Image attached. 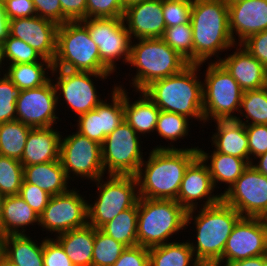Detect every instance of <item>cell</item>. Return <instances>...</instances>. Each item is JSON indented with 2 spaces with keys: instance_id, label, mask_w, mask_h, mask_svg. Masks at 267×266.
<instances>
[{
  "instance_id": "cell-38",
  "label": "cell",
  "mask_w": 267,
  "mask_h": 266,
  "mask_svg": "<svg viewBox=\"0 0 267 266\" xmlns=\"http://www.w3.org/2000/svg\"><path fill=\"white\" fill-rule=\"evenodd\" d=\"M125 248L124 244L95 228L92 266H112Z\"/></svg>"
},
{
  "instance_id": "cell-37",
  "label": "cell",
  "mask_w": 267,
  "mask_h": 266,
  "mask_svg": "<svg viewBox=\"0 0 267 266\" xmlns=\"http://www.w3.org/2000/svg\"><path fill=\"white\" fill-rule=\"evenodd\" d=\"M239 113L241 116H237L235 120L245 126L267 125V86L262 89L243 92Z\"/></svg>"
},
{
  "instance_id": "cell-43",
  "label": "cell",
  "mask_w": 267,
  "mask_h": 266,
  "mask_svg": "<svg viewBox=\"0 0 267 266\" xmlns=\"http://www.w3.org/2000/svg\"><path fill=\"white\" fill-rule=\"evenodd\" d=\"M193 0H162L166 27L190 23Z\"/></svg>"
},
{
  "instance_id": "cell-51",
  "label": "cell",
  "mask_w": 267,
  "mask_h": 266,
  "mask_svg": "<svg viewBox=\"0 0 267 266\" xmlns=\"http://www.w3.org/2000/svg\"><path fill=\"white\" fill-rule=\"evenodd\" d=\"M5 14L9 20L36 16L32 0H4Z\"/></svg>"
},
{
  "instance_id": "cell-45",
  "label": "cell",
  "mask_w": 267,
  "mask_h": 266,
  "mask_svg": "<svg viewBox=\"0 0 267 266\" xmlns=\"http://www.w3.org/2000/svg\"><path fill=\"white\" fill-rule=\"evenodd\" d=\"M245 128L249 141L248 149L251 164L256 157L267 152V125H246Z\"/></svg>"
},
{
  "instance_id": "cell-30",
  "label": "cell",
  "mask_w": 267,
  "mask_h": 266,
  "mask_svg": "<svg viewBox=\"0 0 267 266\" xmlns=\"http://www.w3.org/2000/svg\"><path fill=\"white\" fill-rule=\"evenodd\" d=\"M74 266H92L95 228L89 224L61 233L54 238Z\"/></svg>"
},
{
  "instance_id": "cell-62",
  "label": "cell",
  "mask_w": 267,
  "mask_h": 266,
  "mask_svg": "<svg viewBox=\"0 0 267 266\" xmlns=\"http://www.w3.org/2000/svg\"><path fill=\"white\" fill-rule=\"evenodd\" d=\"M263 221H267V212L265 213V215L261 218Z\"/></svg>"
},
{
  "instance_id": "cell-22",
  "label": "cell",
  "mask_w": 267,
  "mask_h": 266,
  "mask_svg": "<svg viewBox=\"0 0 267 266\" xmlns=\"http://www.w3.org/2000/svg\"><path fill=\"white\" fill-rule=\"evenodd\" d=\"M123 20L134 41L161 38L166 29L162 0H146L125 9Z\"/></svg>"
},
{
  "instance_id": "cell-14",
  "label": "cell",
  "mask_w": 267,
  "mask_h": 266,
  "mask_svg": "<svg viewBox=\"0 0 267 266\" xmlns=\"http://www.w3.org/2000/svg\"><path fill=\"white\" fill-rule=\"evenodd\" d=\"M72 187L62 194L51 196L47 206L39 216V225L46 234L57 236L88 224L86 196ZM45 229V230H44ZM48 231V232H47Z\"/></svg>"
},
{
  "instance_id": "cell-4",
  "label": "cell",
  "mask_w": 267,
  "mask_h": 266,
  "mask_svg": "<svg viewBox=\"0 0 267 266\" xmlns=\"http://www.w3.org/2000/svg\"><path fill=\"white\" fill-rule=\"evenodd\" d=\"M198 209L189 210L186 215V229L192 223L196 227V240H188L190 247L200 263H217L234 225L242 216L223 200Z\"/></svg>"
},
{
  "instance_id": "cell-2",
  "label": "cell",
  "mask_w": 267,
  "mask_h": 266,
  "mask_svg": "<svg viewBox=\"0 0 267 266\" xmlns=\"http://www.w3.org/2000/svg\"><path fill=\"white\" fill-rule=\"evenodd\" d=\"M193 64L205 63L212 57L233 49L235 42L229 29L227 0H193L191 11Z\"/></svg>"
},
{
  "instance_id": "cell-28",
  "label": "cell",
  "mask_w": 267,
  "mask_h": 266,
  "mask_svg": "<svg viewBox=\"0 0 267 266\" xmlns=\"http://www.w3.org/2000/svg\"><path fill=\"white\" fill-rule=\"evenodd\" d=\"M198 156L206 163L216 189H219V183V185L222 183H225L224 185L227 184L226 186L228 188L226 187L224 189L222 195L229 190L234 182L242 175L243 171L249 166L244 159L216 152L214 149L210 154L202 150V148H198ZM208 160H210V163Z\"/></svg>"
},
{
  "instance_id": "cell-40",
  "label": "cell",
  "mask_w": 267,
  "mask_h": 266,
  "mask_svg": "<svg viewBox=\"0 0 267 266\" xmlns=\"http://www.w3.org/2000/svg\"><path fill=\"white\" fill-rule=\"evenodd\" d=\"M161 39L190 64H193V32L191 22L166 27Z\"/></svg>"
},
{
  "instance_id": "cell-44",
  "label": "cell",
  "mask_w": 267,
  "mask_h": 266,
  "mask_svg": "<svg viewBox=\"0 0 267 266\" xmlns=\"http://www.w3.org/2000/svg\"><path fill=\"white\" fill-rule=\"evenodd\" d=\"M123 0H87L86 18H119L124 15Z\"/></svg>"
},
{
  "instance_id": "cell-54",
  "label": "cell",
  "mask_w": 267,
  "mask_h": 266,
  "mask_svg": "<svg viewBox=\"0 0 267 266\" xmlns=\"http://www.w3.org/2000/svg\"><path fill=\"white\" fill-rule=\"evenodd\" d=\"M9 34V19L5 14L4 3L0 2V42L2 43Z\"/></svg>"
},
{
  "instance_id": "cell-5",
  "label": "cell",
  "mask_w": 267,
  "mask_h": 266,
  "mask_svg": "<svg viewBox=\"0 0 267 266\" xmlns=\"http://www.w3.org/2000/svg\"><path fill=\"white\" fill-rule=\"evenodd\" d=\"M132 41L127 65L136 68L135 75L131 74L132 82L129 81L135 94L153 81L177 74L190 64L161 38Z\"/></svg>"
},
{
  "instance_id": "cell-25",
  "label": "cell",
  "mask_w": 267,
  "mask_h": 266,
  "mask_svg": "<svg viewBox=\"0 0 267 266\" xmlns=\"http://www.w3.org/2000/svg\"><path fill=\"white\" fill-rule=\"evenodd\" d=\"M216 132L211 145L216 152L244 159L250 165L248 136L245 125L235 119L214 121Z\"/></svg>"
},
{
  "instance_id": "cell-60",
  "label": "cell",
  "mask_w": 267,
  "mask_h": 266,
  "mask_svg": "<svg viewBox=\"0 0 267 266\" xmlns=\"http://www.w3.org/2000/svg\"><path fill=\"white\" fill-rule=\"evenodd\" d=\"M3 255V236L0 234V259Z\"/></svg>"
},
{
  "instance_id": "cell-7",
  "label": "cell",
  "mask_w": 267,
  "mask_h": 266,
  "mask_svg": "<svg viewBox=\"0 0 267 266\" xmlns=\"http://www.w3.org/2000/svg\"><path fill=\"white\" fill-rule=\"evenodd\" d=\"M53 69L112 74L101 62L98 47L80 21H68L57 30Z\"/></svg>"
},
{
  "instance_id": "cell-1",
  "label": "cell",
  "mask_w": 267,
  "mask_h": 266,
  "mask_svg": "<svg viewBox=\"0 0 267 266\" xmlns=\"http://www.w3.org/2000/svg\"><path fill=\"white\" fill-rule=\"evenodd\" d=\"M137 172L139 198L177 200L188 166L198 157V149H154L147 153Z\"/></svg>"
},
{
  "instance_id": "cell-3",
  "label": "cell",
  "mask_w": 267,
  "mask_h": 266,
  "mask_svg": "<svg viewBox=\"0 0 267 266\" xmlns=\"http://www.w3.org/2000/svg\"><path fill=\"white\" fill-rule=\"evenodd\" d=\"M203 63L189 64L181 72L150 83L142 91L162 111L203 122V81L198 74Z\"/></svg>"
},
{
  "instance_id": "cell-9",
  "label": "cell",
  "mask_w": 267,
  "mask_h": 266,
  "mask_svg": "<svg viewBox=\"0 0 267 266\" xmlns=\"http://www.w3.org/2000/svg\"><path fill=\"white\" fill-rule=\"evenodd\" d=\"M207 63L203 79L204 121L235 119L239 115L243 91L219 61ZM235 112L238 114L234 115Z\"/></svg>"
},
{
  "instance_id": "cell-46",
  "label": "cell",
  "mask_w": 267,
  "mask_h": 266,
  "mask_svg": "<svg viewBox=\"0 0 267 266\" xmlns=\"http://www.w3.org/2000/svg\"><path fill=\"white\" fill-rule=\"evenodd\" d=\"M19 196L40 216L51 197L38 186L23 180Z\"/></svg>"
},
{
  "instance_id": "cell-53",
  "label": "cell",
  "mask_w": 267,
  "mask_h": 266,
  "mask_svg": "<svg viewBox=\"0 0 267 266\" xmlns=\"http://www.w3.org/2000/svg\"><path fill=\"white\" fill-rule=\"evenodd\" d=\"M224 266H267V254L234 262H228L224 264Z\"/></svg>"
},
{
  "instance_id": "cell-18",
  "label": "cell",
  "mask_w": 267,
  "mask_h": 266,
  "mask_svg": "<svg viewBox=\"0 0 267 266\" xmlns=\"http://www.w3.org/2000/svg\"><path fill=\"white\" fill-rule=\"evenodd\" d=\"M112 90L111 103L102 100L95 109L79 116L76 121V131L99 144L124 122L123 88L115 84Z\"/></svg>"
},
{
  "instance_id": "cell-15",
  "label": "cell",
  "mask_w": 267,
  "mask_h": 266,
  "mask_svg": "<svg viewBox=\"0 0 267 266\" xmlns=\"http://www.w3.org/2000/svg\"><path fill=\"white\" fill-rule=\"evenodd\" d=\"M222 200L242 217L262 218L267 212V176L249 165Z\"/></svg>"
},
{
  "instance_id": "cell-23",
  "label": "cell",
  "mask_w": 267,
  "mask_h": 266,
  "mask_svg": "<svg viewBox=\"0 0 267 266\" xmlns=\"http://www.w3.org/2000/svg\"><path fill=\"white\" fill-rule=\"evenodd\" d=\"M235 52L221 57L219 62L237 81L241 90L251 91L267 86V69L241 44H235Z\"/></svg>"
},
{
  "instance_id": "cell-27",
  "label": "cell",
  "mask_w": 267,
  "mask_h": 266,
  "mask_svg": "<svg viewBox=\"0 0 267 266\" xmlns=\"http://www.w3.org/2000/svg\"><path fill=\"white\" fill-rule=\"evenodd\" d=\"M23 176L25 182L38 186L51 196L65 193L71 187L60 159L23 166Z\"/></svg>"
},
{
  "instance_id": "cell-49",
  "label": "cell",
  "mask_w": 267,
  "mask_h": 266,
  "mask_svg": "<svg viewBox=\"0 0 267 266\" xmlns=\"http://www.w3.org/2000/svg\"><path fill=\"white\" fill-rule=\"evenodd\" d=\"M241 45L267 69V30L251 35Z\"/></svg>"
},
{
  "instance_id": "cell-33",
  "label": "cell",
  "mask_w": 267,
  "mask_h": 266,
  "mask_svg": "<svg viewBox=\"0 0 267 266\" xmlns=\"http://www.w3.org/2000/svg\"><path fill=\"white\" fill-rule=\"evenodd\" d=\"M5 75L20 90L38 88L46 84L51 77L52 62H34L27 64H11L5 67Z\"/></svg>"
},
{
  "instance_id": "cell-48",
  "label": "cell",
  "mask_w": 267,
  "mask_h": 266,
  "mask_svg": "<svg viewBox=\"0 0 267 266\" xmlns=\"http://www.w3.org/2000/svg\"><path fill=\"white\" fill-rule=\"evenodd\" d=\"M112 266H149V248L141 245L126 247Z\"/></svg>"
},
{
  "instance_id": "cell-21",
  "label": "cell",
  "mask_w": 267,
  "mask_h": 266,
  "mask_svg": "<svg viewBox=\"0 0 267 266\" xmlns=\"http://www.w3.org/2000/svg\"><path fill=\"white\" fill-rule=\"evenodd\" d=\"M227 1L229 29L235 44H242L251 35L267 30V0Z\"/></svg>"
},
{
  "instance_id": "cell-20",
  "label": "cell",
  "mask_w": 267,
  "mask_h": 266,
  "mask_svg": "<svg viewBox=\"0 0 267 266\" xmlns=\"http://www.w3.org/2000/svg\"><path fill=\"white\" fill-rule=\"evenodd\" d=\"M58 27L55 22L39 16L15 18L9 20V35L24 41L53 62Z\"/></svg>"
},
{
  "instance_id": "cell-39",
  "label": "cell",
  "mask_w": 267,
  "mask_h": 266,
  "mask_svg": "<svg viewBox=\"0 0 267 266\" xmlns=\"http://www.w3.org/2000/svg\"><path fill=\"white\" fill-rule=\"evenodd\" d=\"M5 67L11 64H27L34 62H52L45 59L34 48L24 41L10 36L2 42ZM9 61V62H8ZM8 63V64H7Z\"/></svg>"
},
{
  "instance_id": "cell-42",
  "label": "cell",
  "mask_w": 267,
  "mask_h": 266,
  "mask_svg": "<svg viewBox=\"0 0 267 266\" xmlns=\"http://www.w3.org/2000/svg\"><path fill=\"white\" fill-rule=\"evenodd\" d=\"M21 90L4 74L0 77V124L16 120V101Z\"/></svg>"
},
{
  "instance_id": "cell-32",
  "label": "cell",
  "mask_w": 267,
  "mask_h": 266,
  "mask_svg": "<svg viewBox=\"0 0 267 266\" xmlns=\"http://www.w3.org/2000/svg\"><path fill=\"white\" fill-rule=\"evenodd\" d=\"M178 241L149 248V266H197L200 262L196 259L189 241Z\"/></svg>"
},
{
  "instance_id": "cell-24",
  "label": "cell",
  "mask_w": 267,
  "mask_h": 266,
  "mask_svg": "<svg viewBox=\"0 0 267 266\" xmlns=\"http://www.w3.org/2000/svg\"><path fill=\"white\" fill-rule=\"evenodd\" d=\"M53 127L32 128L28 134L20 162L23 166L59 160L60 131Z\"/></svg>"
},
{
  "instance_id": "cell-61",
  "label": "cell",
  "mask_w": 267,
  "mask_h": 266,
  "mask_svg": "<svg viewBox=\"0 0 267 266\" xmlns=\"http://www.w3.org/2000/svg\"><path fill=\"white\" fill-rule=\"evenodd\" d=\"M197 266H219L216 263H199Z\"/></svg>"
},
{
  "instance_id": "cell-13",
  "label": "cell",
  "mask_w": 267,
  "mask_h": 266,
  "mask_svg": "<svg viewBox=\"0 0 267 266\" xmlns=\"http://www.w3.org/2000/svg\"><path fill=\"white\" fill-rule=\"evenodd\" d=\"M80 22L97 45L102 64L113 75L117 70L116 62L122 59L124 65L128 64L132 39L123 17L86 18Z\"/></svg>"
},
{
  "instance_id": "cell-17",
  "label": "cell",
  "mask_w": 267,
  "mask_h": 266,
  "mask_svg": "<svg viewBox=\"0 0 267 266\" xmlns=\"http://www.w3.org/2000/svg\"><path fill=\"white\" fill-rule=\"evenodd\" d=\"M52 79L38 88L21 90L16 101V120L32 128L53 127L57 121L58 105Z\"/></svg>"
},
{
  "instance_id": "cell-34",
  "label": "cell",
  "mask_w": 267,
  "mask_h": 266,
  "mask_svg": "<svg viewBox=\"0 0 267 266\" xmlns=\"http://www.w3.org/2000/svg\"><path fill=\"white\" fill-rule=\"evenodd\" d=\"M189 123H191L190 119L186 116L160 110L155 132L161 139L164 138L165 140L170 141V143H168L167 146H162L161 144L159 146L157 145L154 149H198L199 146H192L191 148H188V146L186 148H176L174 147L175 145H173L177 140L188 137L190 132L189 128L191 126Z\"/></svg>"
},
{
  "instance_id": "cell-19",
  "label": "cell",
  "mask_w": 267,
  "mask_h": 266,
  "mask_svg": "<svg viewBox=\"0 0 267 266\" xmlns=\"http://www.w3.org/2000/svg\"><path fill=\"white\" fill-rule=\"evenodd\" d=\"M215 190L209 169L198 156L185 171L176 201L186 211L211 206L222 200V192L213 193Z\"/></svg>"
},
{
  "instance_id": "cell-41",
  "label": "cell",
  "mask_w": 267,
  "mask_h": 266,
  "mask_svg": "<svg viewBox=\"0 0 267 266\" xmlns=\"http://www.w3.org/2000/svg\"><path fill=\"white\" fill-rule=\"evenodd\" d=\"M23 180L22 163L0 155V192L5 196L19 195Z\"/></svg>"
},
{
  "instance_id": "cell-47",
  "label": "cell",
  "mask_w": 267,
  "mask_h": 266,
  "mask_svg": "<svg viewBox=\"0 0 267 266\" xmlns=\"http://www.w3.org/2000/svg\"><path fill=\"white\" fill-rule=\"evenodd\" d=\"M43 264L44 266H74L62 246L50 236L43 239Z\"/></svg>"
},
{
  "instance_id": "cell-11",
  "label": "cell",
  "mask_w": 267,
  "mask_h": 266,
  "mask_svg": "<svg viewBox=\"0 0 267 266\" xmlns=\"http://www.w3.org/2000/svg\"><path fill=\"white\" fill-rule=\"evenodd\" d=\"M59 159L69 180L83 178L93 182L105 175L101 144L77 131L61 135Z\"/></svg>"
},
{
  "instance_id": "cell-6",
  "label": "cell",
  "mask_w": 267,
  "mask_h": 266,
  "mask_svg": "<svg viewBox=\"0 0 267 266\" xmlns=\"http://www.w3.org/2000/svg\"><path fill=\"white\" fill-rule=\"evenodd\" d=\"M187 211L176 200L138 199V245L151 248L168 243L186 229Z\"/></svg>"
},
{
  "instance_id": "cell-57",
  "label": "cell",
  "mask_w": 267,
  "mask_h": 266,
  "mask_svg": "<svg viewBox=\"0 0 267 266\" xmlns=\"http://www.w3.org/2000/svg\"><path fill=\"white\" fill-rule=\"evenodd\" d=\"M5 66V62H4V59H3V49H2V43L0 42V76L1 75H4L6 71V69H4V66ZM3 72V74H2Z\"/></svg>"
},
{
  "instance_id": "cell-26",
  "label": "cell",
  "mask_w": 267,
  "mask_h": 266,
  "mask_svg": "<svg viewBox=\"0 0 267 266\" xmlns=\"http://www.w3.org/2000/svg\"><path fill=\"white\" fill-rule=\"evenodd\" d=\"M116 86L123 88L124 120L139 136L151 135L155 131L160 109L143 91H137L138 99L131 102L125 85L116 83Z\"/></svg>"
},
{
  "instance_id": "cell-10",
  "label": "cell",
  "mask_w": 267,
  "mask_h": 266,
  "mask_svg": "<svg viewBox=\"0 0 267 266\" xmlns=\"http://www.w3.org/2000/svg\"><path fill=\"white\" fill-rule=\"evenodd\" d=\"M124 120L101 144L103 168L108 175H133L143 158V141Z\"/></svg>"
},
{
  "instance_id": "cell-29",
  "label": "cell",
  "mask_w": 267,
  "mask_h": 266,
  "mask_svg": "<svg viewBox=\"0 0 267 266\" xmlns=\"http://www.w3.org/2000/svg\"><path fill=\"white\" fill-rule=\"evenodd\" d=\"M33 224L39 225V215L19 195L6 196L0 234L2 236L26 235L27 226Z\"/></svg>"
},
{
  "instance_id": "cell-8",
  "label": "cell",
  "mask_w": 267,
  "mask_h": 266,
  "mask_svg": "<svg viewBox=\"0 0 267 266\" xmlns=\"http://www.w3.org/2000/svg\"><path fill=\"white\" fill-rule=\"evenodd\" d=\"M93 181L98 194L87 203L88 224L100 229L120 212L133 207L139 199L138 182L133 175H108Z\"/></svg>"
},
{
  "instance_id": "cell-31",
  "label": "cell",
  "mask_w": 267,
  "mask_h": 266,
  "mask_svg": "<svg viewBox=\"0 0 267 266\" xmlns=\"http://www.w3.org/2000/svg\"><path fill=\"white\" fill-rule=\"evenodd\" d=\"M29 235L3 236V255L18 266H44L43 239L38 242Z\"/></svg>"
},
{
  "instance_id": "cell-55",
  "label": "cell",
  "mask_w": 267,
  "mask_h": 266,
  "mask_svg": "<svg viewBox=\"0 0 267 266\" xmlns=\"http://www.w3.org/2000/svg\"><path fill=\"white\" fill-rule=\"evenodd\" d=\"M257 160V162H255ZM255 163V164H254ZM254 167L258 172L267 176V152L256 157L253 162L250 164Z\"/></svg>"
},
{
  "instance_id": "cell-36",
  "label": "cell",
  "mask_w": 267,
  "mask_h": 266,
  "mask_svg": "<svg viewBox=\"0 0 267 266\" xmlns=\"http://www.w3.org/2000/svg\"><path fill=\"white\" fill-rule=\"evenodd\" d=\"M31 129L19 120L0 124V155L20 161Z\"/></svg>"
},
{
  "instance_id": "cell-35",
  "label": "cell",
  "mask_w": 267,
  "mask_h": 266,
  "mask_svg": "<svg viewBox=\"0 0 267 266\" xmlns=\"http://www.w3.org/2000/svg\"><path fill=\"white\" fill-rule=\"evenodd\" d=\"M138 202L131 208L120 212L100 230L126 247L138 245L137 240Z\"/></svg>"
},
{
  "instance_id": "cell-56",
  "label": "cell",
  "mask_w": 267,
  "mask_h": 266,
  "mask_svg": "<svg viewBox=\"0 0 267 266\" xmlns=\"http://www.w3.org/2000/svg\"><path fill=\"white\" fill-rule=\"evenodd\" d=\"M144 1L146 0H123L124 9H127L136 4L142 3Z\"/></svg>"
},
{
  "instance_id": "cell-52",
  "label": "cell",
  "mask_w": 267,
  "mask_h": 266,
  "mask_svg": "<svg viewBox=\"0 0 267 266\" xmlns=\"http://www.w3.org/2000/svg\"><path fill=\"white\" fill-rule=\"evenodd\" d=\"M62 9V24L86 19L87 0H59Z\"/></svg>"
},
{
  "instance_id": "cell-59",
  "label": "cell",
  "mask_w": 267,
  "mask_h": 266,
  "mask_svg": "<svg viewBox=\"0 0 267 266\" xmlns=\"http://www.w3.org/2000/svg\"><path fill=\"white\" fill-rule=\"evenodd\" d=\"M6 196L0 192V222L3 214V206Z\"/></svg>"
},
{
  "instance_id": "cell-50",
  "label": "cell",
  "mask_w": 267,
  "mask_h": 266,
  "mask_svg": "<svg viewBox=\"0 0 267 266\" xmlns=\"http://www.w3.org/2000/svg\"><path fill=\"white\" fill-rule=\"evenodd\" d=\"M36 16L62 24V9L59 0H32Z\"/></svg>"
},
{
  "instance_id": "cell-12",
  "label": "cell",
  "mask_w": 267,
  "mask_h": 266,
  "mask_svg": "<svg viewBox=\"0 0 267 266\" xmlns=\"http://www.w3.org/2000/svg\"><path fill=\"white\" fill-rule=\"evenodd\" d=\"M50 75L55 77L52 82L56 90L57 102L65 101L60 105L66 103L67 108L74 112V117H79L95 109L102 102L103 98L98 95L94 81L96 79L105 81L111 74L52 69Z\"/></svg>"
},
{
  "instance_id": "cell-58",
  "label": "cell",
  "mask_w": 267,
  "mask_h": 266,
  "mask_svg": "<svg viewBox=\"0 0 267 266\" xmlns=\"http://www.w3.org/2000/svg\"><path fill=\"white\" fill-rule=\"evenodd\" d=\"M0 266H18V265L9 261L4 255H2L0 259Z\"/></svg>"
},
{
  "instance_id": "cell-16",
  "label": "cell",
  "mask_w": 267,
  "mask_h": 266,
  "mask_svg": "<svg viewBox=\"0 0 267 266\" xmlns=\"http://www.w3.org/2000/svg\"><path fill=\"white\" fill-rule=\"evenodd\" d=\"M267 254V227L261 218L241 217L234 225L222 258L216 263L243 260Z\"/></svg>"
}]
</instances>
